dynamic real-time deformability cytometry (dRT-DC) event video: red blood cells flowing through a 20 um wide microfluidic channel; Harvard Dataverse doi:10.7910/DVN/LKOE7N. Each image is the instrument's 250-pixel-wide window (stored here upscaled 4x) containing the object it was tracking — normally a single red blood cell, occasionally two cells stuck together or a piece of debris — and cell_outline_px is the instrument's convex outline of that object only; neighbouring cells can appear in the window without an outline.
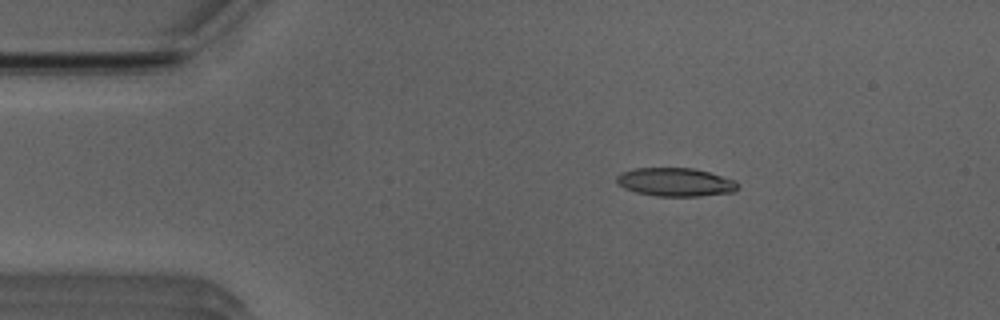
{"species": "Egyptian fruit bat (a non-hibernating species)", "species_latin": "Rousettus aegyptiacus", "temperature_condition": "room temperature", "stored_images_in_passage": 8, "camera_frame_rate_fps": 3000, "um_per_image_px": 0.085, "animal": {"sex": "male"}, "frame": {"image": 1, "passage_image": 1, "time_ms": 0.0, "image_size_px": [1000, 320], "cell_outline_px": [[740, 184], [732, 192], [700, 196], [656, 196], [636, 192], [624, 188], [616, 184], [616, 176], [620, 172], [632, 168], [692, 168], [708, 172], [736, 180]], "centroid_in_image_um": [57.36, 15.47], "position_along_channel_um": 27.6, "area_um2": 20.17}}